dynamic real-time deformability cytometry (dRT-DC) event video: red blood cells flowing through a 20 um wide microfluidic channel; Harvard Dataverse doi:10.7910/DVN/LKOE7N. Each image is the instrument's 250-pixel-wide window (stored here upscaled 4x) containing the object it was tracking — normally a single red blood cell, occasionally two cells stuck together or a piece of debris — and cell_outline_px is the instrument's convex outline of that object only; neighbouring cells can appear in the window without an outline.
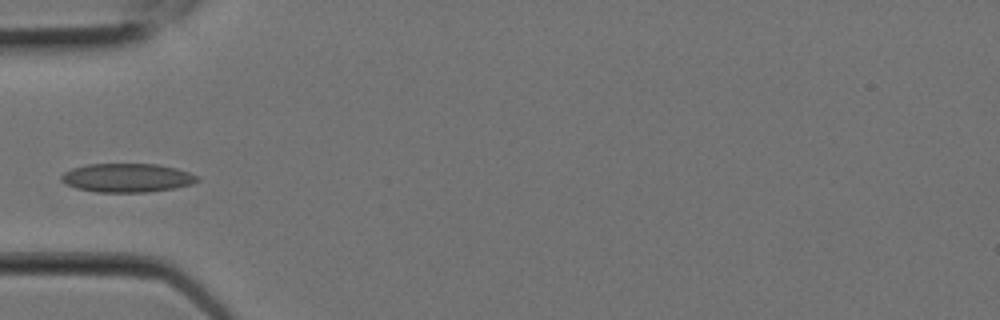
{"species": "Egyptian fruit bat (a non-hibernating species)", "species_latin": "Rousettus aegyptiacus", "temperature_condition": "room temperature", "stored_images_in_passage": 10, "camera_frame_rate_fps": 3000, "um_per_image_px": 0.085, "animal": {"sex": "female"}, "frame": {"image": 1, "passage_image": 7, "time_ms": 2.0, "image_size_px": [1000, 320], "cell_outline_px": [[200, 180], [192, 184], [176, 188], [148, 192], [96, 192], [76, 188], [60, 180], [60, 176], [64, 172], [72, 168], [88, 164], [160, 164], [176, 168], [200, 176]], "centroid_in_image_um": [10.83, 15.11], "position_along_channel_um": 74.2, "area_um2": 22.95}}
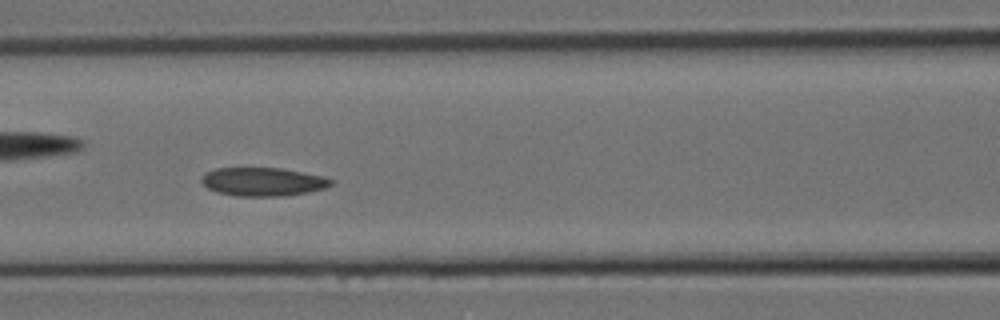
{"frame": {"image": 2, "passage_image": 9, "time_ms": 2.667, "image_size_px": [1000, 320], "cell_outline_px": [[332, 184], [324, 188], [308, 192], [284, 196], [236, 196], [216, 192], [208, 188], [200, 180], [200, 176], [204, 172], [216, 168], [280, 168], [324, 176], [332, 180]], "centroid_in_image_um": [22.3, 15.45], "position_along_channel_um": 144.3, "area_um2": 21.56}}